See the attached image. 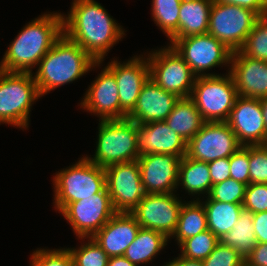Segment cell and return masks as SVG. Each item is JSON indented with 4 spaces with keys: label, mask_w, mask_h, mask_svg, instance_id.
Segmentation results:
<instances>
[{
    "label": "cell",
    "mask_w": 267,
    "mask_h": 266,
    "mask_svg": "<svg viewBox=\"0 0 267 266\" xmlns=\"http://www.w3.org/2000/svg\"><path fill=\"white\" fill-rule=\"evenodd\" d=\"M63 33L84 49L96 62L105 60L126 31L101 3L95 0H72L63 13Z\"/></svg>",
    "instance_id": "cell-1"
},
{
    "label": "cell",
    "mask_w": 267,
    "mask_h": 266,
    "mask_svg": "<svg viewBox=\"0 0 267 266\" xmlns=\"http://www.w3.org/2000/svg\"><path fill=\"white\" fill-rule=\"evenodd\" d=\"M63 34V15L52 11L27 22L10 42L2 59L1 69L8 72H29Z\"/></svg>",
    "instance_id": "cell-2"
},
{
    "label": "cell",
    "mask_w": 267,
    "mask_h": 266,
    "mask_svg": "<svg viewBox=\"0 0 267 266\" xmlns=\"http://www.w3.org/2000/svg\"><path fill=\"white\" fill-rule=\"evenodd\" d=\"M103 63L104 60L96 62L81 46L63 33L32 74L43 97L65 84L75 83L90 71L104 66Z\"/></svg>",
    "instance_id": "cell-3"
},
{
    "label": "cell",
    "mask_w": 267,
    "mask_h": 266,
    "mask_svg": "<svg viewBox=\"0 0 267 266\" xmlns=\"http://www.w3.org/2000/svg\"><path fill=\"white\" fill-rule=\"evenodd\" d=\"M52 185L54 210L60 213L69 203L101 192L106 187L105 169L82 155L73 165L55 172Z\"/></svg>",
    "instance_id": "cell-4"
},
{
    "label": "cell",
    "mask_w": 267,
    "mask_h": 266,
    "mask_svg": "<svg viewBox=\"0 0 267 266\" xmlns=\"http://www.w3.org/2000/svg\"><path fill=\"white\" fill-rule=\"evenodd\" d=\"M40 98L32 73L0 71V125L28 130L31 109Z\"/></svg>",
    "instance_id": "cell-5"
},
{
    "label": "cell",
    "mask_w": 267,
    "mask_h": 266,
    "mask_svg": "<svg viewBox=\"0 0 267 266\" xmlns=\"http://www.w3.org/2000/svg\"><path fill=\"white\" fill-rule=\"evenodd\" d=\"M95 152L86 158L106 168L116 163L137 160V124L127 118L99 120ZM93 156V157H92Z\"/></svg>",
    "instance_id": "cell-6"
},
{
    "label": "cell",
    "mask_w": 267,
    "mask_h": 266,
    "mask_svg": "<svg viewBox=\"0 0 267 266\" xmlns=\"http://www.w3.org/2000/svg\"><path fill=\"white\" fill-rule=\"evenodd\" d=\"M237 97L238 92L229 72L196 77L190 95L205 122H226Z\"/></svg>",
    "instance_id": "cell-7"
},
{
    "label": "cell",
    "mask_w": 267,
    "mask_h": 266,
    "mask_svg": "<svg viewBox=\"0 0 267 266\" xmlns=\"http://www.w3.org/2000/svg\"><path fill=\"white\" fill-rule=\"evenodd\" d=\"M167 44L177 51L197 77L222 75L211 72L215 67L230 70L232 51L209 33L171 38Z\"/></svg>",
    "instance_id": "cell-8"
},
{
    "label": "cell",
    "mask_w": 267,
    "mask_h": 266,
    "mask_svg": "<svg viewBox=\"0 0 267 266\" xmlns=\"http://www.w3.org/2000/svg\"><path fill=\"white\" fill-rule=\"evenodd\" d=\"M145 54L150 78L154 82L180 98L190 97L197 76L171 45L146 51Z\"/></svg>",
    "instance_id": "cell-9"
},
{
    "label": "cell",
    "mask_w": 267,
    "mask_h": 266,
    "mask_svg": "<svg viewBox=\"0 0 267 266\" xmlns=\"http://www.w3.org/2000/svg\"><path fill=\"white\" fill-rule=\"evenodd\" d=\"M259 17L251 9L213 1L208 33L236 52L244 45Z\"/></svg>",
    "instance_id": "cell-10"
},
{
    "label": "cell",
    "mask_w": 267,
    "mask_h": 266,
    "mask_svg": "<svg viewBox=\"0 0 267 266\" xmlns=\"http://www.w3.org/2000/svg\"><path fill=\"white\" fill-rule=\"evenodd\" d=\"M77 238L93 237L116 213L107 187L80 201L69 203L61 212Z\"/></svg>",
    "instance_id": "cell-11"
},
{
    "label": "cell",
    "mask_w": 267,
    "mask_h": 266,
    "mask_svg": "<svg viewBox=\"0 0 267 266\" xmlns=\"http://www.w3.org/2000/svg\"><path fill=\"white\" fill-rule=\"evenodd\" d=\"M185 201L178 192L145 194L131 213L142 228L155 230L170 239L176 230L179 213Z\"/></svg>",
    "instance_id": "cell-12"
},
{
    "label": "cell",
    "mask_w": 267,
    "mask_h": 266,
    "mask_svg": "<svg viewBox=\"0 0 267 266\" xmlns=\"http://www.w3.org/2000/svg\"><path fill=\"white\" fill-rule=\"evenodd\" d=\"M242 147L227 122H205L187 142V153L194 160L211 162L229 158Z\"/></svg>",
    "instance_id": "cell-13"
},
{
    "label": "cell",
    "mask_w": 267,
    "mask_h": 266,
    "mask_svg": "<svg viewBox=\"0 0 267 266\" xmlns=\"http://www.w3.org/2000/svg\"><path fill=\"white\" fill-rule=\"evenodd\" d=\"M106 187L116 212L131 213L144 198L138 161L107 166Z\"/></svg>",
    "instance_id": "cell-14"
},
{
    "label": "cell",
    "mask_w": 267,
    "mask_h": 266,
    "mask_svg": "<svg viewBox=\"0 0 267 266\" xmlns=\"http://www.w3.org/2000/svg\"><path fill=\"white\" fill-rule=\"evenodd\" d=\"M118 60L117 57H112L105 67L115 76L120 108L128 115L135 107L144 83L150 77V68L144 52L122 62Z\"/></svg>",
    "instance_id": "cell-15"
},
{
    "label": "cell",
    "mask_w": 267,
    "mask_h": 266,
    "mask_svg": "<svg viewBox=\"0 0 267 266\" xmlns=\"http://www.w3.org/2000/svg\"><path fill=\"white\" fill-rule=\"evenodd\" d=\"M78 103L82 110L99 120L125 119L127 114L120 108L115 76L104 66Z\"/></svg>",
    "instance_id": "cell-16"
},
{
    "label": "cell",
    "mask_w": 267,
    "mask_h": 266,
    "mask_svg": "<svg viewBox=\"0 0 267 266\" xmlns=\"http://www.w3.org/2000/svg\"><path fill=\"white\" fill-rule=\"evenodd\" d=\"M226 122L241 146L267 144L260 99L238 96Z\"/></svg>",
    "instance_id": "cell-17"
},
{
    "label": "cell",
    "mask_w": 267,
    "mask_h": 266,
    "mask_svg": "<svg viewBox=\"0 0 267 266\" xmlns=\"http://www.w3.org/2000/svg\"><path fill=\"white\" fill-rule=\"evenodd\" d=\"M175 154H146L140 156V176L146 194H166L177 192L179 163Z\"/></svg>",
    "instance_id": "cell-18"
},
{
    "label": "cell",
    "mask_w": 267,
    "mask_h": 266,
    "mask_svg": "<svg viewBox=\"0 0 267 266\" xmlns=\"http://www.w3.org/2000/svg\"><path fill=\"white\" fill-rule=\"evenodd\" d=\"M238 96L267 97V61L254 59L240 51L232 52L230 70Z\"/></svg>",
    "instance_id": "cell-19"
},
{
    "label": "cell",
    "mask_w": 267,
    "mask_h": 266,
    "mask_svg": "<svg viewBox=\"0 0 267 266\" xmlns=\"http://www.w3.org/2000/svg\"><path fill=\"white\" fill-rule=\"evenodd\" d=\"M179 99L176 94L165 91L149 77L127 119L136 124L164 121Z\"/></svg>",
    "instance_id": "cell-20"
},
{
    "label": "cell",
    "mask_w": 267,
    "mask_h": 266,
    "mask_svg": "<svg viewBox=\"0 0 267 266\" xmlns=\"http://www.w3.org/2000/svg\"><path fill=\"white\" fill-rule=\"evenodd\" d=\"M139 156L146 154H175L182 158L187 153V142L165 121L137 124Z\"/></svg>",
    "instance_id": "cell-21"
},
{
    "label": "cell",
    "mask_w": 267,
    "mask_h": 266,
    "mask_svg": "<svg viewBox=\"0 0 267 266\" xmlns=\"http://www.w3.org/2000/svg\"><path fill=\"white\" fill-rule=\"evenodd\" d=\"M140 227L132 213L116 212L92 238L109 257L123 256Z\"/></svg>",
    "instance_id": "cell-22"
},
{
    "label": "cell",
    "mask_w": 267,
    "mask_h": 266,
    "mask_svg": "<svg viewBox=\"0 0 267 266\" xmlns=\"http://www.w3.org/2000/svg\"><path fill=\"white\" fill-rule=\"evenodd\" d=\"M178 188L185 190L190 198L193 197V201L207 197L212 188L208 163L194 160L187 155L182 157L179 163Z\"/></svg>",
    "instance_id": "cell-23"
},
{
    "label": "cell",
    "mask_w": 267,
    "mask_h": 266,
    "mask_svg": "<svg viewBox=\"0 0 267 266\" xmlns=\"http://www.w3.org/2000/svg\"><path fill=\"white\" fill-rule=\"evenodd\" d=\"M212 3L213 0H182L178 32L172 38L208 33Z\"/></svg>",
    "instance_id": "cell-24"
},
{
    "label": "cell",
    "mask_w": 267,
    "mask_h": 266,
    "mask_svg": "<svg viewBox=\"0 0 267 266\" xmlns=\"http://www.w3.org/2000/svg\"><path fill=\"white\" fill-rule=\"evenodd\" d=\"M168 243L169 238L164 234L140 227L135 240L127 247L123 256L136 266L147 265L162 253Z\"/></svg>",
    "instance_id": "cell-25"
},
{
    "label": "cell",
    "mask_w": 267,
    "mask_h": 266,
    "mask_svg": "<svg viewBox=\"0 0 267 266\" xmlns=\"http://www.w3.org/2000/svg\"><path fill=\"white\" fill-rule=\"evenodd\" d=\"M164 121L186 142L195 136L205 123L190 97L180 98Z\"/></svg>",
    "instance_id": "cell-26"
},
{
    "label": "cell",
    "mask_w": 267,
    "mask_h": 266,
    "mask_svg": "<svg viewBox=\"0 0 267 266\" xmlns=\"http://www.w3.org/2000/svg\"><path fill=\"white\" fill-rule=\"evenodd\" d=\"M199 201L206 211L208 229L219 239L233 229L244 210L242 204L224 203L212 200L209 196Z\"/></svg>",
    "instance_id": "cell-27"
},
{
    "label": "cell",
    "mask_w": 267,
    "mask_h": 266,
    "mask_svg": "<svg viewBox=\"0 0 267 266\" xmlns=\"http://www.w3.org/2000/svg\"><path fill=\"white\" fill-rule=\"evenodd\" d=\"M207 215L203 204L200 201H185L179 213L177 227L171 239L177 246L189 237L207 230Z\"/></svg>",
    "instance_id": "cell-28"
},
{
    "label": "cell",
    "mask_w": 267,
    "mask_h": 266,
    "mask_svg": "<svg viewBox=\"0 0 267 266\" xmlns=\"http://www.w3.org/2000/svg\"><path fill=\"white\" fill-rule=\"evenodd\" d=\"M219 242L235 248L246 258L257 244L255 229L253 227V213L243 210L233 229L225 233L219 239Z\"/></svg>",
    "instance_id": "cell-29"
},
{
    "label": "cell",
    "mask_w": 267,
    "mask_h": 266,
    "mask_svg": "<svg viewBox=\"0 0 267 266\" xmlns=\"http://www.w3.org/2000/svg\"><path fill=\"white\" fill-rule=\"evenodd\" d=\"M182 0H152L151 17L154 24L170 40L179 26V11Z\"/></svg>",
    "instance_id": "cell-30"
},
{
    "label": "cell",
    "mask_w": 267,
    "mask_h": 266,
    "mask_svg": "<svg viewBox=\"0 0 267 266\" xmlns=\"http://www.w3.org/2000/svg\"><path fill=\"white\" fill-rule=\"evenodd\" d=\"M76 239L81 240V245L67 248L74 266H107L109 256L92 237Z\"/></svg>",
    "instance_id": "cell-31"
},
{
    "label": "cell",
    "mask_w": 267,
    "mask_h": 266,
    "mask_svg": "<svg viewBox=\"0 0 267 266\" xmlns=\"http://www.w3.org/2000/svg\"><path fill=\"white\" fill-rule=\"evenodd\" d=\"M219 243V238L209 229L182 241L179 255L191 260H205Z\"/></svg>",
    "instance_id": "cell-32"
},
{
    "label": "cell",
    "mask_w": 267,
    "mask_h": 266,
    "mask_svg": "<svg viewBox=\"0 0 267 266\" xmlns=\"http://www.w3.org/2000/svg\"><path fill=\"white\" fill-rule=\"evenodd\" d=\"M239 51L248 57L267 61V15L258 18Z\"/></svg>",
    "instance_id": "cell-33"
},
{
    "label": "cell",
    "mask_w": 267,
    "mask_h": 266,
    "mask_svg": "<svg viewBox=\"0 0 267 266\" xmlns=\"http://www.w3.org/2000/svg\"><path fill=\"white\" fill-rule=\"evenodd\" d=\"M29 266H74L67 247L37 248L30 254Z\"/></svg>",
    "instance_id": "cell-34"
},
{
    "label": "cell",
    "mask_w": 267,
    "mask_h": 266,
    "mask_svg": "<svg viewBox=\"0 0 267 266\" xmlns=\"http://www.w3.org/2000/svg\"><path fill=\"white\" fill-rule=\"evenodd\" d=\"M246 184L229 178L223 182L212 185L209 197L224 203L243 204Z\"/></svg>",
    "instance_id": "cell-35"
},
{
    "label": "cell",
    "mask_w": 267,
    "mask_h": 266,
    "mask_svg": "<svg viewBox=\"0 0 267 266\" xmlns=\"http://www.w3.org/2000/svg\"><path fill=\"white\" fill-rule=\"evenodd\" d=\"M249 184H267V144L249 146Z\"/></svg>",
    "instance_id": "cell-36"
},
{
    "label": "cell",
    "mask_w": 267,
    "mask_h": 266,
    "mask_svg": "<svg viewBox=\"0 0 267 266\" xmlns=\"http://www.w3.org/2000/svg\"><path fill=\"white\" fill-rule=\"evenodd\" d=\"M202 262L204 266H245V258L235 248L220 242Z\"/></svg>",
    "instance_id": "cell-37"
},
{
    "label": "cell",
    "mask_w": 267,
    "mask_h": 266,
    "mask_svg": "<svg viewBox=\"0 0 267 266\" xmlns=\"http://www.w3.org/2000/svg\"><path fill=\"white\" fill-rule=\"evenodd\" d=\"M245 211L253 214L267 211V184L250 183L246 187L242 204Z\"/></svg>",
    "instance_id": "cell-38"
},
{
    "label": "cell",
    "mask_w": 267,
    "mask_h": 266,
    "mask_svg": "<svg viewBox=\"0 0 267 266\" xmlns=\"http://www.w3.org/2000/svg\"><path fill=\"white\" fill-rule=\"evenodd\" d=\"M230 178L249 185V146L240 147L229 157Z\"/></svg>",
    "instance_id": "cell-39"
},
{
    "label": "cell",
    "mask_w": 267,
    "mask_h": 266,
    "mask_svg": "<svg viewBox=\"0 0 267 266\" xmlns=\"http://www.w3.org/2000/svg\"><path fill=\"white\" fill-rule=\"evenodd\" d=\"M212 185L223 182L230 178L229 158H220L208 162Z\"/></svg>",
    "instance_id": "cell-40"
},
{
    "label": "cell",
    "mask_w": 267,
    "mask_h": 266,
    "mask_svg": "<svg viewBox=\"0 0 267 266\" xmlns=\"http://www.w3.org/2000/svg\"><path fill=\"white\" fill-rule=\"evenodd\" d=\"M224 4H233L255 11L259 16L267 15V0H213Z\"/></svg>",
    "instance_id": "cell-41"
},
{
    "label": "cell",
    "mask_w": 267,
    "mask_h": 266,
    "mask_svg": "<svg viewBox=\"0 0 267 266\" xmlns=\"http://www.w3.org/2000/svg\"><path fill=\"white\" fill-rule=\"evenodd\" d=\"M245 266H267V243H257L245 258Z\"/></svg>",
    "instance_id": "cell-42"
},
{
    "label": "cell",
    "mask_w": 267,
    "mask_h": 266,
    "mask_svg": "<svg viewBox=\"0 0 267 266\" xmlns=\"http://www.w3.org/2000/svg\"><path fill=\"white\" fill-rule=\"evenodd\" d=\"M253 227L257 243H267V211L253 214Z\"/></svg>",
    "instance_id": "cell-43"
},
{
    "label": "cell",
    "mask_w": 267,
    "mask_h": 266,
    "mask_svg": "<svg viewBox=\"0 0 267 266\" xmlns=\"http://www.w3.org/2000/svg\"><path fill=\"white\" fill-rule=\"evenodd\" d=\"M167 266H204V264L201 260L187 259L178 254V256L172 260L169 259Z\"/></svg>",
    "instance_id": "cell-44"
},
{
    "label": "cell",
    "mask_w": 267,
    "mask_h": 266,
    "mask_svg": "<svg viewBox=\"0 0 267 266\" xmlns=\"http://www.w3.org/2000/svg\"><path fill=\"white\" fill-rule=\"evenodd\" d=\"M107 266H136L124 256L109 257Z\"/></svg>",
    "instance_id": "cell-45"
},
{
    "label": "cell",
    "mask_w": 267,
    "mask_h": 266,
    "mask_svg": "<svg viewBox=\"0 0 267 266\" xmlns=\"http://www.w3.org/2000/svg\"><path fill=\"white\" fill-rule=\"evenodd\" d=\"M260 104L264 119V125L267 131V97L260 99Z\"/></svg>",
    "instance_id": "cell-46"
},
{
    "label": "cell",
    "mask_w": 267,
    "mask_h": 266,
    "mask_svg": "<svg viewBox=\"0 0 267 266\" xmlns=\"http://www.w3.org/2000/svg\"><path fill=\"white\" fill-rule=\"evenodd\" d=\"M167 263H168V262H164V264H163L162 266H167Z\"/></svg>",
    "instance_id": "cell-47"
}]
</instances>
